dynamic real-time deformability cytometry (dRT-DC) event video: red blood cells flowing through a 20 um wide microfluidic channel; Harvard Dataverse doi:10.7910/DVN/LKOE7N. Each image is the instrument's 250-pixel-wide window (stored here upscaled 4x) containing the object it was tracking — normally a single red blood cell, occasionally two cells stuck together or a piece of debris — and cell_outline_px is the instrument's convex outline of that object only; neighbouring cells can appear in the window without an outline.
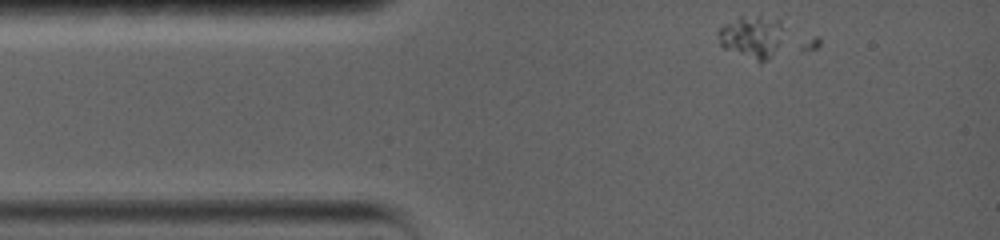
{"species": "common noctule bat (a hibernating species)", "species_latin": "Nyctalus noctula", "temperature_condition": "warm", "stored_images_in_passage": 45, "camera_frame_rate_fps": 5000, "um_per_image_px": 0.085, "animal": {"sex": "female", "body_mass_g": 19.0, "forearm_length_mm": 56.7}, "frame": {"image": 1, "passage_image": 1, "time_ms": 0.0, "image_size_px": [1000, 240], "cell_outline_px": [[784, 28], [776, 48], [772, 56], [768, 60], [760, 64], [724, 48], [720, 44], [716, 32], [724, 24], [740, 16], [756, 16], [780, 20]], "centroid_in_image_um": [63.87, 3.15], "position_along_channel_um": 21.1, "area_um2": 16.36}}
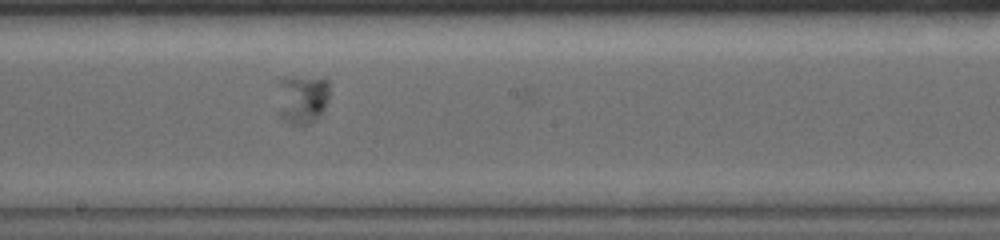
{"frame": {"image": 2, "passage_image": 20, "time_ms": 6.8, "image_size_px": [1000, 240], "cell_outline_px": [[328, 96], [324, 108], [320, 116], [316, 120], [308, 124], [292, 124], [284, 120], [280, 116], [280, 80], [288, 76], [296, 76], [328, 80]], "centroid_in_image_um": [25.71, 8.42], "position_along_channel_um": 222.5, "area_um2": 14.51}}
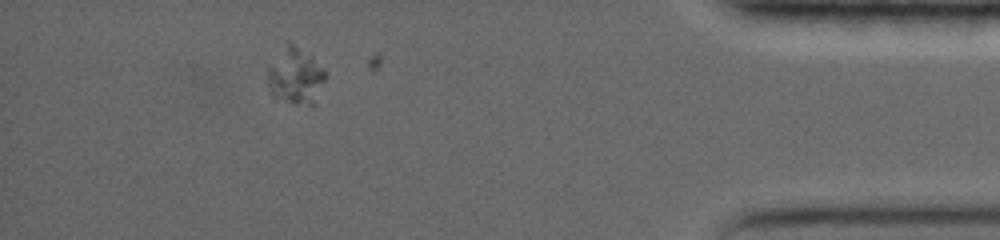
{"frame": {"image": 3, "passage_image": 39, "time_ms": 13.6, "image_size_px": [1000, 240], "cell_outline_px": [[324, 80], [312, 104], [296, 104], [272, 96], [268, 84], [268, 68], [288, 40], [312, 60], [324, 72]], "centroid_in_image_um": [25.04, 6.49], "position_along_channel_um": 410.2, "area_um2": 17.74}}